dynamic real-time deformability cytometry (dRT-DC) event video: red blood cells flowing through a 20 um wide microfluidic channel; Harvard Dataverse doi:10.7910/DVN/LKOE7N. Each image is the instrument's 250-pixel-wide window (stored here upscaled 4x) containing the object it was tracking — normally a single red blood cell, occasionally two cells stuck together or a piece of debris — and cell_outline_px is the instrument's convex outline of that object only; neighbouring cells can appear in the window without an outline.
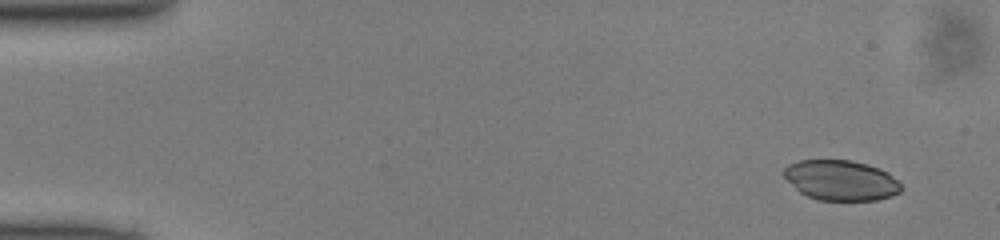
{"species": "common noctule bat (a hibernating species)", "species_latin": "Nyctalus noctula", "temperature_condition": "cold", "stored_images_in_passage": 46, "camera_frame_rate_fps": 3000, "um_per_image_px": 0.085, "animal": {"sex": "male", "body_mass_g": 13.0, "forearm_length_mm": 53.1}, "frame": {"image": 1, "passage_image": 1, "time_ms": 0.0, "image_size_px": [1000, 240], "cell_outline_px": [[904, 188], [900, 192], [892, 196], [876, 200], [816, 200], [804, 196], [784, 176], [784, 168], [788, 164], [800, 160], [852, 160], [868, 164], [880, 168], [888, 172]], "centroid_in_image_um": [71.49, 15.33], "position_along_channel_um": 13.5, "area_um2": 27.63}}
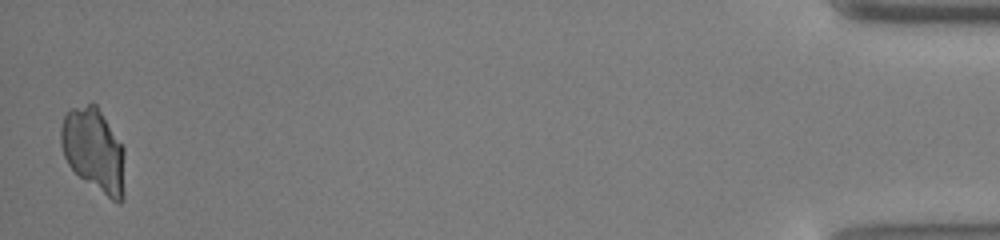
{"frame": {"image": 2, "passage_image": 46, "time_ms": 15.0, "image_size_px": [1000, 240], "cell_outline_px": [[124, 200], [120, 204], [112, 200], [80, 176], [68, 164], [64, 156], [60, 144], [60, 128], [64, 116], [72, 108], [92, 100], [96, 104], [124, 148]], "centroid_in_image_um": [7.98, 12.74], "position_along_channel_um": 427.2, "area_um2": 31.21}}